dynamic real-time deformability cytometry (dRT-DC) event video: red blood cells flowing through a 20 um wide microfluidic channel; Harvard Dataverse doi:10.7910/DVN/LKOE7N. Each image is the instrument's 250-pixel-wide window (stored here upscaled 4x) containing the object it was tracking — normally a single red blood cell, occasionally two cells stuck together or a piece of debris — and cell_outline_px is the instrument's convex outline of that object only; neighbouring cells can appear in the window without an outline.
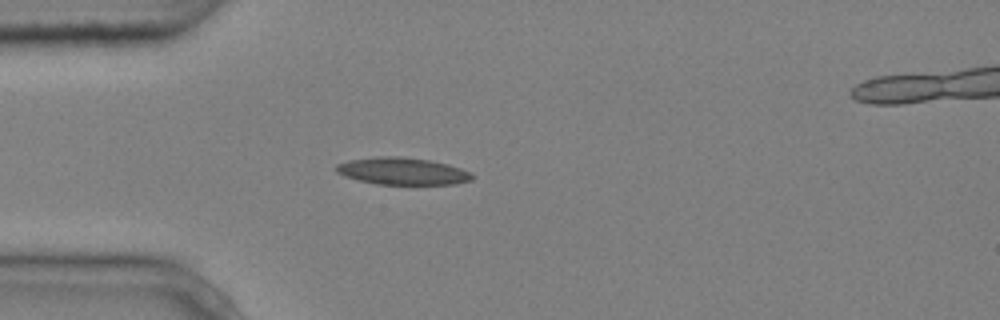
{"species": "common noctule bat (a hibernating species)", "species_latin": "Nyctalus noctula", "temperature_condition": "cold", "stored_images_in_passage": 3, "camera_frame_rate_fps": 3000, "um_per_image_px": 0.085, "animal": {"sex": "male", "body_mass_g": 20.4}, "frame": {"image": 1, "passage_image": 2, "time_ms": 0.333, "image_size_px": [1000, 320], "cell_outline_px": [[476, 176], [472, 180], [456, 184], [376, 184], [356, 180], [344, 176], [336, 172], [336, 164], [348, 160], [376, 156], [404, 156], [428, 160], [448, 164], [472, 172]], "centroid_in_image_um": [34.21, 14.54], "position_along_channel_um": 50.8, "area_um2": 21.79}}